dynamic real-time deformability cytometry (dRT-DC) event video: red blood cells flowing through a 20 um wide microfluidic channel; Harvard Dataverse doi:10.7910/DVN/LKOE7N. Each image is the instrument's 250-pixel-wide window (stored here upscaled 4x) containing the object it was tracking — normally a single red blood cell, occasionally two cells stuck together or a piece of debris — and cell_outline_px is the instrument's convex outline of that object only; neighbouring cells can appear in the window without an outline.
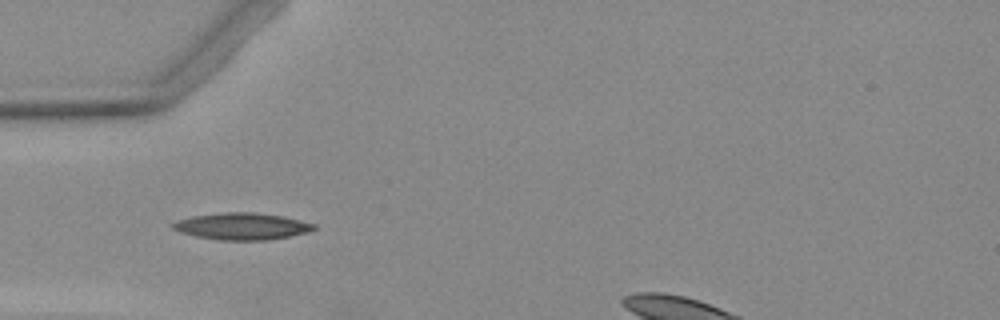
{"species": "Egyptian fruit bat (a non-hibernating species)", "species_latin": "Rousettus aegyptiacus", "temperature_condition": "warm", "stored_images_in_passage": 6, "camera_frame_rate_fps": 3000, "um_per_image_px": 0.085, "animal": {"sex": "female"}, "frame": {"image": 1, "passage_image": 4, "time_ms": 3.667, "image_size_px": [1000, 320], "cell_outline_px": [[316, 228], [308, 232], [288, 236], [264, 240], [220, 240], [196, 236], [180, 232], [172, 228], [172, 224], [180, 220], [196, 216], [224, 212], [252, 212], [280, 216], [316, 224]], "centroid_in_image_um": [20.58, 19.24], "position_along_channel_um": 64.4, "area_um2": 21.56}}
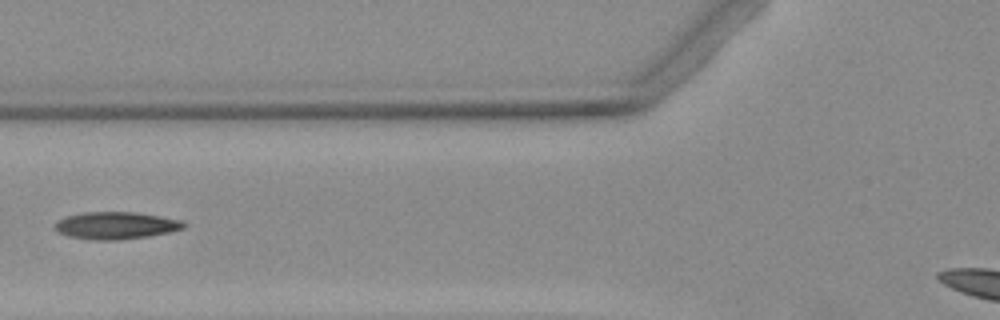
{"frame": {"image": 2, "passage_image": 5, "time_ms": 5.0, "image_size_px": [1000, 320], "cell_outline_px": [[188, 224], [184, 228], [168, 232], [148, 236], [120, 240], [96, 240], [68, 236], [60, 232], [56, 228], [56, 224], [60, 220], [68, 216], [84, 212], [136, 212], [184, 220]], "centroid_in_image_um": [9.94, 19.16], "position_along_channel_um": 115.9, "area_um2": 20.29}}
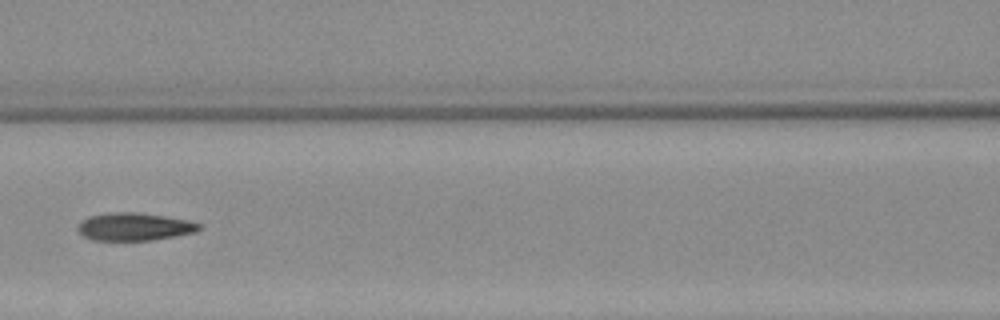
{"frame": {"image": 3, "passage_image": 6, "time_ms": 6.0, "image_size_px": [1000, 320], "cell_outline_px": [[200, 228], [196, 232], [152, 240], [92, 240], [84, 236], [76, 228], [80, 220], [88, 216], [112, 212], [136, 212], [164, 216], [184, 220], [200, 224]], "centroid_in_image_um": [11.35, 19.27], "position_along_channel_um": 155.2, "area_um2": 19.48}}